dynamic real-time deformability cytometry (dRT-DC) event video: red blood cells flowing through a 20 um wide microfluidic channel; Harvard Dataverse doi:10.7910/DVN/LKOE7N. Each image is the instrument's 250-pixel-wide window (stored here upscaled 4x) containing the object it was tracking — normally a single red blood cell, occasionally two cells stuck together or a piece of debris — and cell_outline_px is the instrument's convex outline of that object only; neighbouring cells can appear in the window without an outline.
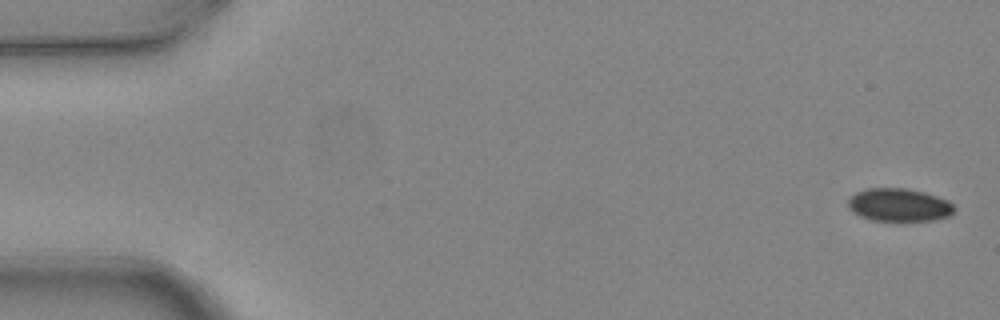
{"species": "common noctule bat (a hibernating species)", "species_latin": "Nyctalus noctula", "temperature_condition": "warm", "stored_images_in_passage": 5, "camera_frame_rate_fps": 3000, "um_per_image_px": 0.085, "animal": {"sex": "female", "body_mass_g": 24.6, "forearm_length_mm": 56.2}, "frame": {"image": 1, "passage_image": 1, "time_ms": 0.0, "image_size_px": [1000, 320], "cell_outline_px": [[956, 208], [948, 216], [932, 220], [872, 220], [860, 216], [852, 212], [848, 208], [848, 200], [856, 192], [868, 188], [908, 188], [924, 192], [948, 200]], "centroid_in_image_um": [76.4, 17.41], "position_along_channel_um": 8.6, "area_um2": 20.29}}
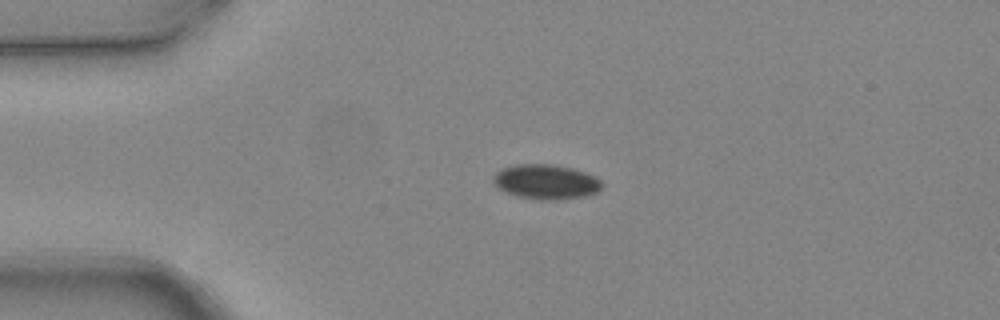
{"frame": {"image": 2, "passage_image": 4, "time_ms": 1.0, "image_size_px": [1000, 320], "cell_outline_px": [[604, 188], [596, 192], [584, 196], [556, 200], [540, 200], [516, 196], [504, 192], [492, 180], [492, 176], [500, 168], [516, 164], [556, 164], [572, 168], [596, 176], [604, 184]], "centroid_in_image_um": [46.41, 15.45], "position_along_channel_um": 38.6, "area_um2": 22.31}}